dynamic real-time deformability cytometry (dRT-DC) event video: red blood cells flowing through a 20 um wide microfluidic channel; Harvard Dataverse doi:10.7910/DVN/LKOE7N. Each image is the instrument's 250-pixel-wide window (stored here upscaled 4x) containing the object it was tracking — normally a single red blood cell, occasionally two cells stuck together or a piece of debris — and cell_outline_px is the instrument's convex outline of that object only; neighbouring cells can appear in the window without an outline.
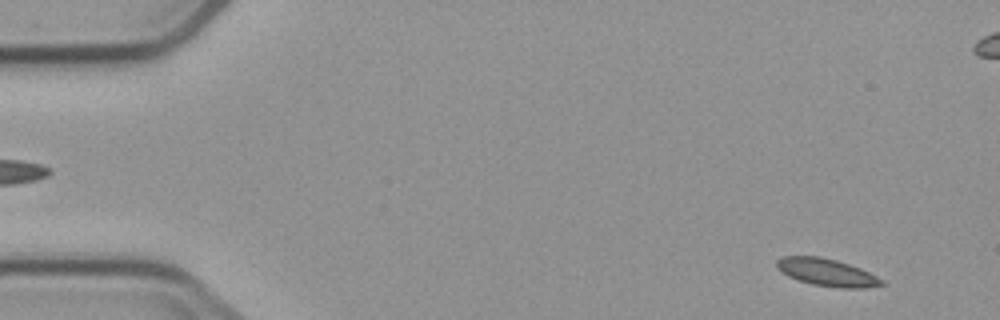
{"species": "common noctule bat (a hibernating species)", "species_latin": "Nyctalus noctula", "temperature_condition": "cold", "stored_images_in_passage": 5, "camera_frame_rate_fps": 3000, "um_per_image_px": 0.085, "animal": {"sex": "male", "body_mass_g": 23.1, "forearm_length_mm": 52.7}, "frame": {"image": 1, "passage_image": 1, "time_ms": 0.0, "image_size_px": [1000, 320], "cell_outline_px": [[884, 284], [864, 288], [840, 288], [812, 284], [788, 276], [776, 268], [776, 260], [784, 256], [820, 256], [836, 260], [860, 268], [884, 280]], "centroid_in_image_um": [70.27, 23.14], "position_along_channel_um": 14.7, "area_um2": 16.65}}